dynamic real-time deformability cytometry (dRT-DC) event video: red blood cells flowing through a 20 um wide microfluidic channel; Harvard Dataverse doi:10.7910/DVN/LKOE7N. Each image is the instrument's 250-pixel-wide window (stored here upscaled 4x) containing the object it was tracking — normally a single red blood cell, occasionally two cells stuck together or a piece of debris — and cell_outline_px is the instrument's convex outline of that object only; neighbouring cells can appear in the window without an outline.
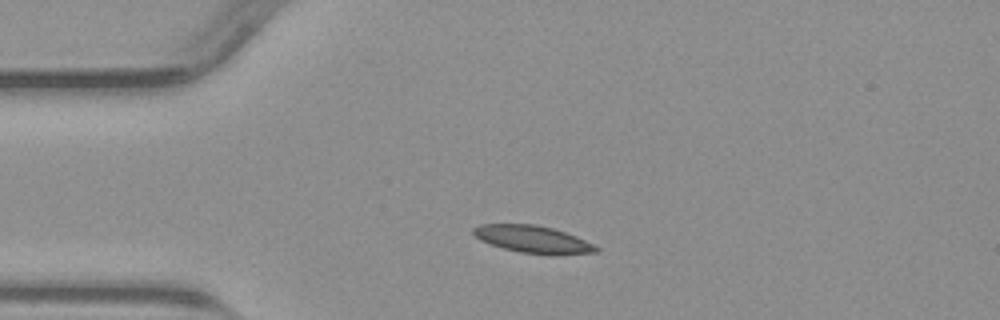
{"species": "common noctule bat (a hibernating species)", "species_latin": "Nyctalus noctula", "temperature_condition": "warm", "stored_images_in_passage": 40, "camera_frame_rate_fps": 3000, "um_per_image_px": 0.085, "animal": {"sex": "male", "body_mass_g": 23.1, "forearm_length_mm": 52.7}, "frame": {"image": 1, "passage_image": 1, "time_ms": 0.0, "image_size_px": [1000, 320], "cell_outline_px": [[600, 252], [552, 256], [548, 256], [520, 252], [504, 248], [480, 240], [472, 232], [472, 228], [480, 224], [536, 224], [552, 228], [576, 236], [596, 244], [600, 248]], "centroid_in_image_um": [45.37, 20.36], "position_along_channel_um": 39.6, "area_um2": 19.88}}
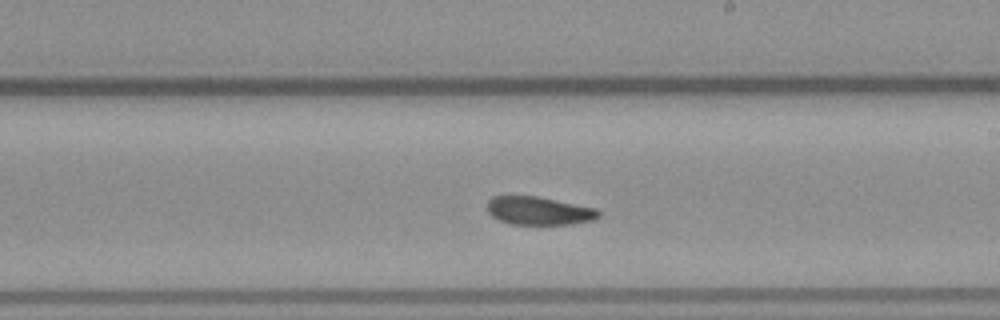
{"frame": {"image": 2, "passage_image": 18, "time_ms": 5.667, "image_size_px": [1000, 320], "cell_outline_px": [[600, 216], [592, 220], [572, 224], [512, 224], [500, 220], [492, 216], [488, 212], [488, 200], [492, 196], [536, 196], [600, 208]], "centroid_in_image_um": [45.85, 17.91], "position_along_channel_um": 243.1, "area_um2": 18.38}}
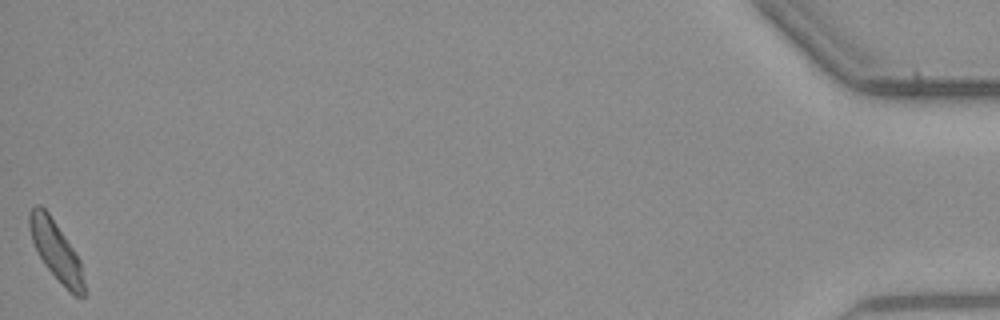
{"frame": {"image": 3, "passage_image": 40, "time_ms": 13.0, "image_size_px": [1000, 320], "cell_outline_px": [[84, 296], [76, 296], [44, 264], [32, 240], [28, 228], [28, 212], [36, 204], [40, 204], [48, 212], [80, 260], [84, 284]], "centroid_in_image_um": [4.72, 21.23], "position_along_channel_um": 430.5, "area_um2": 18.09}}